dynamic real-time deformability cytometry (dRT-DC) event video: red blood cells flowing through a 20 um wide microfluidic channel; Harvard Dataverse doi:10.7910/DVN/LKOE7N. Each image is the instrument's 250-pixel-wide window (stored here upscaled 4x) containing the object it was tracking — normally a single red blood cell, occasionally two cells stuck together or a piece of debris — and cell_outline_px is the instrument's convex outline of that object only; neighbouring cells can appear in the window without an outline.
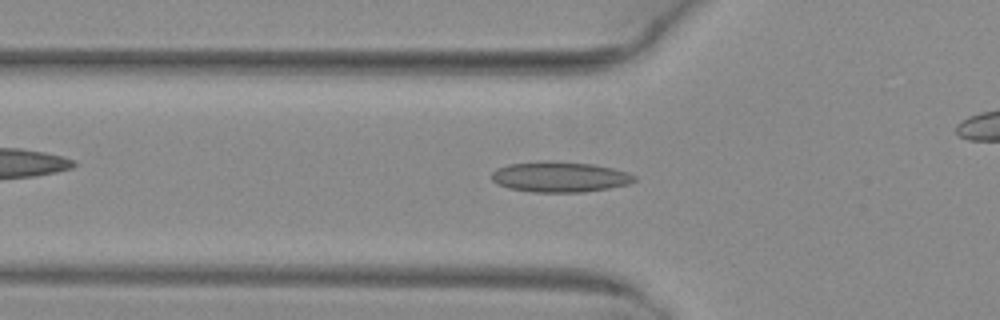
{"species": "common noctule bat (a hibernating species)", "species_latin": "Nyctalus noctula", "temperature_condition": "warm", "stored_images_in_passage": 28, "camera_frame_rate_fps": 3000, "um_per_image_px": 0.085, "animal": {"sex": "female", "body_mass_g": 29.2, "forearm_length_mm": 56.3}, "frame": {"image": 1, "passage_image": 2, "time_ms": 0.333, "image_size_px": [1000, 320], "cell_outline_px": [[636, 180], [628, 184], [608, 188], [584, 192], [532, 192], [508, 188], [496, 184], [492, 180], [492, 172], [496, 168], [508, 164], [592, 164], [612, 168], [628, 172], [636, 176]], "centroid_in_image_um": [47.6, 15.09], "position_along_channel_um": 78.2, "area_um2": 24.28}}
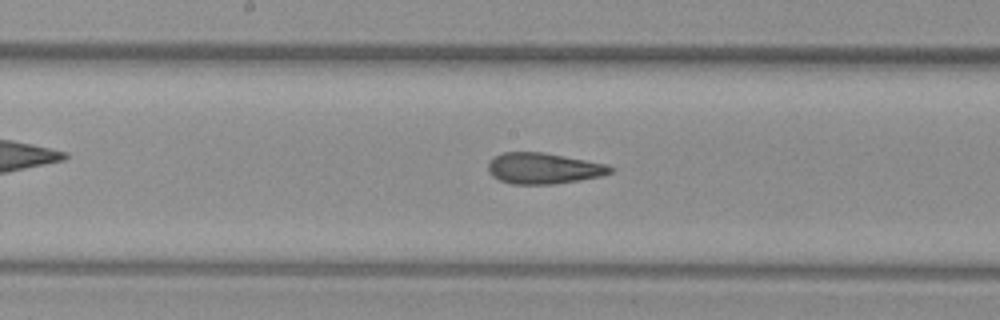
{"frame": {"image": 2, "passage_image": 11, "time_ms": 3.333, "image_size_px": [1000, 320], "cell_outline_px": [[616, 168], [612, 172], [600, 176], [580, 180], [556, 184], [512, 184], [500, 180], [492, 176], [488, 172], [488, 164], [496, 156], [504, 152], [544, 152], [608, 164]], "centroid_in_image_um": [46.24, 14.31], "position_along_channel_um": 202.0, "area_um2": 22.14}}
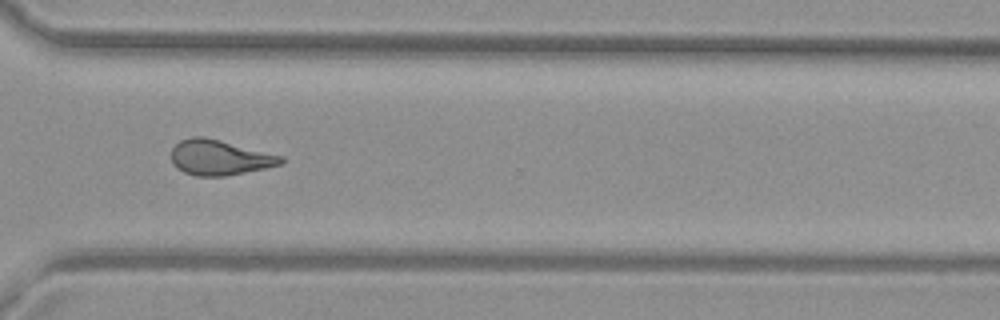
{"frame": {"image": 3, "passage_image": 22, "time_ms": 7.0, "image_size_px": [1000, 320], "cell_outline_px": [[284, 164], [224, 176], [196, 176], [184, 172], [176, 168], [172, 164], [172, 148], [180, 140], [192, 136], [204, 136], [284, 156]], "centroid_in_image_um": [18.66, 13.38], "position_along_channel_um": 351.9, "area_um2": 22.54}}